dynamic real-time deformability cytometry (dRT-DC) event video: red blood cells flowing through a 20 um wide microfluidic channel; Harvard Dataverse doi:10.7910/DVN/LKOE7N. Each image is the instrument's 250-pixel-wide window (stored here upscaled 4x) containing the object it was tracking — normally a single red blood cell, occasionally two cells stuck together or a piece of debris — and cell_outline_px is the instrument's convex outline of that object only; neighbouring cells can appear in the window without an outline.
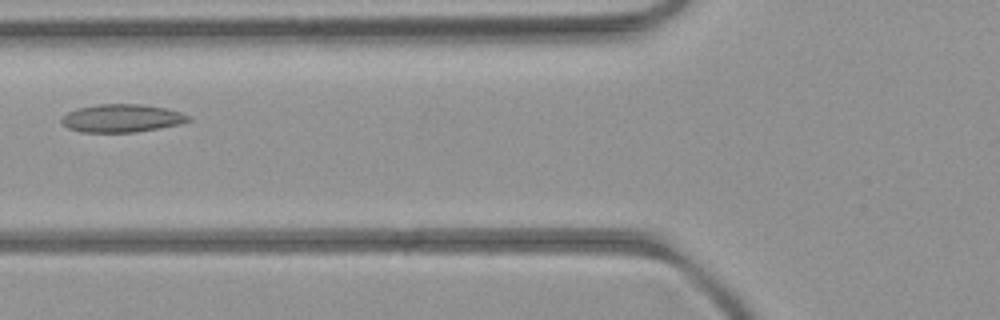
{"species": "common noctule bat (a hibernating species)", "species_latin": "Nyctalus noctula", "temperature_condition": "room temperature", "stored_images_in_passage": 3, "camera_frame_rate_fps": 3000, "um_per_image_px": 0.085, "animal": {"sex": "female", "body_mass_g": 21.9}, "frame": {"image": 1, "passage_image": 3, "time_ms": 2.333, "image_size_px": [1000, 320], "cell_outline_px": [[192, 120], [180, 124], [160, 128], [136, 132], [80, 132], [68, 128], [60, 120], [68, 112], [76, 108], [96, 104], [140, 104], [168, 108], [192, 116]], "centroid_in_image_um": [10.39, 10.04], "position_along_channel_um": 115.4, "area_um2": 20.87}}